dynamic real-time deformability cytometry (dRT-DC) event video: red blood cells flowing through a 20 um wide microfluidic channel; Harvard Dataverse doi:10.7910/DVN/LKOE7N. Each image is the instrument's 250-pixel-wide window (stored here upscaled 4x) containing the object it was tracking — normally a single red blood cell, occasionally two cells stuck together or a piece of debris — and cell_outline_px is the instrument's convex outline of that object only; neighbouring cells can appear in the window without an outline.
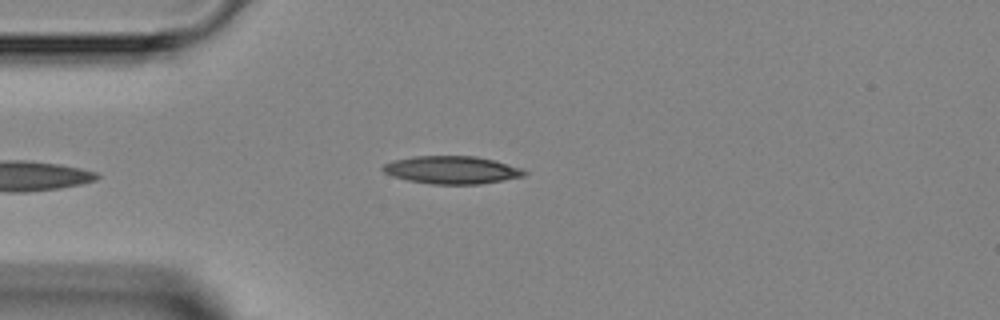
{"species": "Egyptian fruit bat (a non-hibernating species)", "species_latin": "Rousettus aegyptiacus", "temperature_condition": "room temperature", "stored_images_in_passage": 4, "camera_frame_rate_fps": 3000, "um_per_image_px": 0.085, "animal": {"sex": "female"}, "frame": {"image": 1, "passage_image": 4, "time_ms": 3.333, "image_size_px": [1000, 320], "cell_outline_px": [[528, 172], [524, 176], [504, 180], [480, 184], [432, 184], [408, 180], [392, 176], [384, 172], [380, 168], [384, 164], [392, 160], [416, 156], [476, 156], [492, 160], [520, 168]], "centroid_in_image_um": [38.37, 14.44], "position_along_channel_um": 46.6, "area_um2": 22.77}}